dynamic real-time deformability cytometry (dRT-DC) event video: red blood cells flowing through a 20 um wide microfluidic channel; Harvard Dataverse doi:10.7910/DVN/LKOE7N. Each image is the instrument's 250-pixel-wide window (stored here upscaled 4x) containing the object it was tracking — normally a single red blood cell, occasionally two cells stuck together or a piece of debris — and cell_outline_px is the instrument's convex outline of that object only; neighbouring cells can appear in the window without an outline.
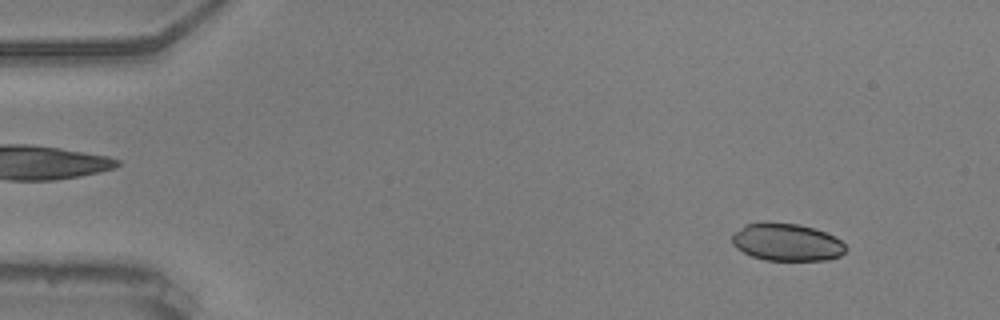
{"species": "common noctule bat (a hibernating species)", "species_latin": "Nyctalus noctula", "temperature_condition": "warm", "stored_images_in_passage": 55, "camera_frame_rate_fps": 3000, "um_per_image_px": 0.085, "animal": {"sex": "male", "body_mass_g": 20.5, "forearm_length_mm": 52.5}, "frame": {"image": 1, "passage_image": 5, "time_ms": 1.333, "image_size_px": [1000, 320], "cell_outline_px": [[848, 248], [840, 256], [828, 260], [764, 260], [752, 256], [736, 248], [732, 244], [732, 236], [744, 224], [800, 224], [816, 228], [840, 240]], "centroid_in_image_um": [66.9, 20.61], "position_along_channel_um": 18.1, "area_um2": 24.39}}
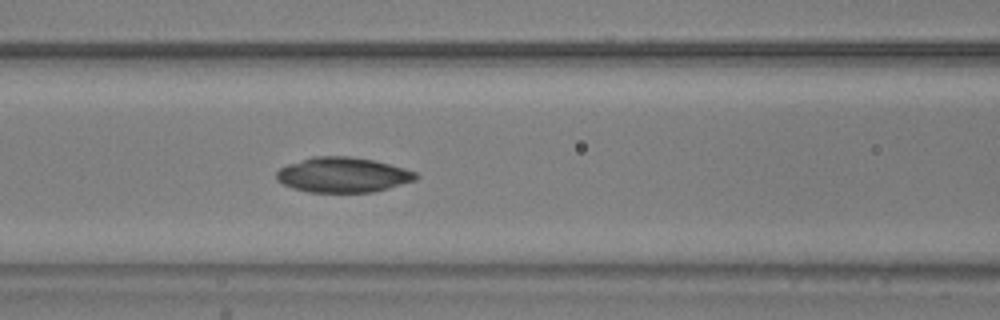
{"frame": {"image": 2, "passage_image": 23, "time_ms": 7.333, "image_size_px": [1000, 320], "cell_outline_px": [[420, 176], [416, 180], [388, 188], [372, 192], [308, 192], [292, 188], [276, 180], [276, 172], [280, 168], [288, 164], [312, 156], [348, 156], [376, 160], [404, 168], [416, 172]], "centroid_in_image_um": [29.15, 14.86], "position_along_channel_um": 137.5, "area_um2": 28.61}}
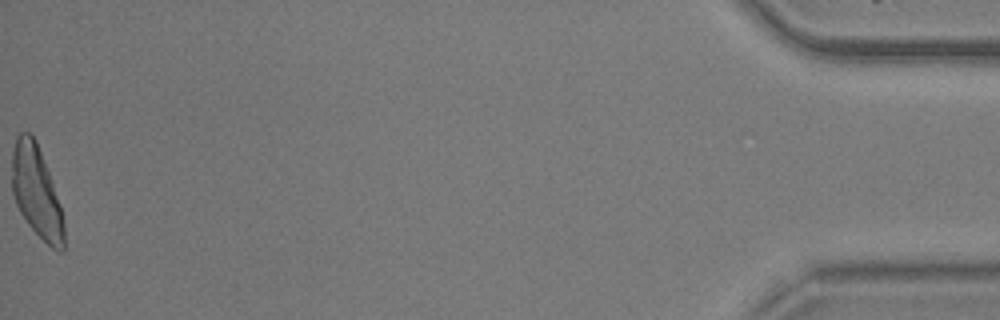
{"frame": {"image": 3, "passage_image": 55, "time_ms": 18.0, "image_size_px": [1000, 320], "cell_outline_px": [[64, 252], [60, 252], [52, 248], [28, 224], [20, 212], [16, 204], [12, 192], [12, 152], [16, 136], [20, 132], [28, 132], [36, 140], [60, 204], [64, 224]], "centroid_in_image_um": [3.09, 16.31], "position_along_channel_um": 432.1, "area_um2": 27.46}, "authors_computed_cell_mechanics": {"area_um2": 27.1082, "velocity_mm_per_s": 3.6812, "shape_relaxation_time_tau1_ms": 6.186, "shape_relaxation_time_tau2_ms": null, "deformation_change_tau1": 0.2338, "deformation_change_tau2": null}}